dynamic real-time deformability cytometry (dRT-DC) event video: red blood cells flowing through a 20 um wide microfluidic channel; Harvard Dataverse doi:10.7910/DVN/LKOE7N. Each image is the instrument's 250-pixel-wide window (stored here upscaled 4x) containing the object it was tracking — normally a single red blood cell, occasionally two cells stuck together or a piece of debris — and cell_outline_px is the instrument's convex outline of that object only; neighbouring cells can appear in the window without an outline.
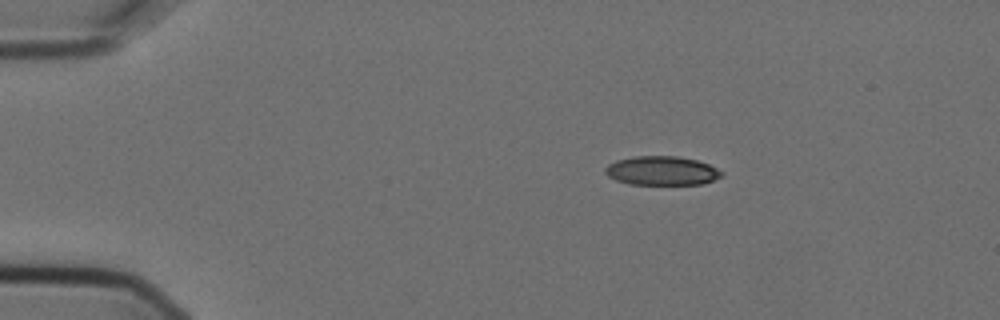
{"species": "Egyptian fruit bat (a non-hibernating species)", "species_latin": "Rousettus aegyptiacus", "temperature_condition": "cold", "stored_images_in_passage": 3, "camera_frame_rate_fps": 3000, "um_per_image_px": 0.085, "animal": {"sex": "female"}, "frame": {"image": 1, "passage_image": 1, "time_ms": 0.0, "image_size_px": [1000, 320], "cell_outline_px": [[724, 176], [704, 184], [628, 184], [616, 180], [608, 176], [604, 172], [604, 168], [608, 164], [616, 160], [632, 156], [676, 156], [696, 160], [708, 164], [724, 172]], "centroid_in_image_um": [56.25, 14.51], "position_along_channel_um": 28.7, "area_um2": 19.83}}